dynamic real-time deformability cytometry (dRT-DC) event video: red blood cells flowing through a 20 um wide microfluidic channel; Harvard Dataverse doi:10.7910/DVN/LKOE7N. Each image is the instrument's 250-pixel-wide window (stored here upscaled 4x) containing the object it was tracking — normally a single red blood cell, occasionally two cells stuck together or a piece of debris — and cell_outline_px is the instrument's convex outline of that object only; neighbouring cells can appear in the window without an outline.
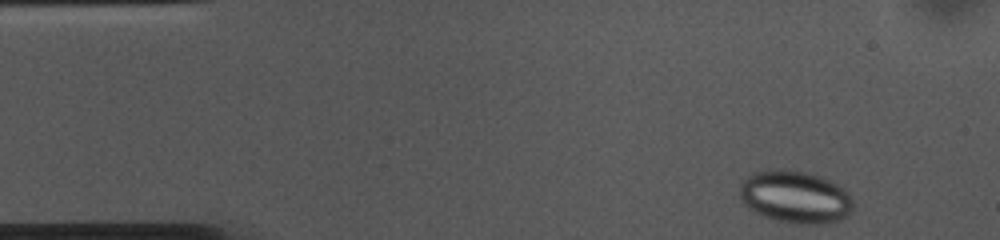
{"species": "common noctule bat (a hibernating species)", "species_latin": "Nyctalus noctula", "temperature_condition": "cold", "stored_images_in_passage": 50, "camera_frame_rate_fps": 3000, "um_per_image_px": 0.085, "animal": {"sex": "female", "body_mass_g": 10.0, "forearm_length_mm": 53.1}, "frame": {"image": 1, "passage_image": 1, "time_ms": 0.0, "image_size_px": [1000, 240], "cell_outline_px": [[852, 212], [848, 216], [840, 220], [820, 224], [800, 224], [780, 220], [764, 216], [748, 208], [740, 200], [740, 184], [752, 172], [780, 168], [808, 172], [820, 176], [836, 184], [848, 192], [852, 200]], "centroid_in_image_um": [67.59, 16.73], "position_along_channel_um": 17.4, "area_um2": 34.74}}
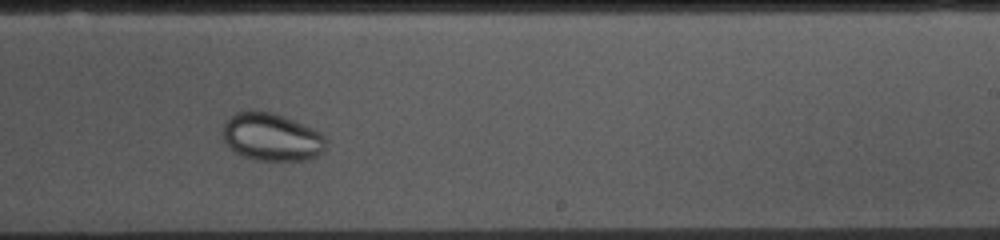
{"frame": {"image": 2, "passage_image": 28, "time_ms": 9.0, "image_size_px": [1000, 240], "cell_outline_px": [[324, 152], [308, 160], [256, 160], [244, 156], [236, 152], [224, 140], [220, 128], [236, 112], [248, 108], [252, 108], [272, 112], [292, 120], [320, 132], [324, 136]], "centroid_in_image_um": [23.04, 11.62], "position_along_channel_um": 266.0, "area_um2": 28.73}}
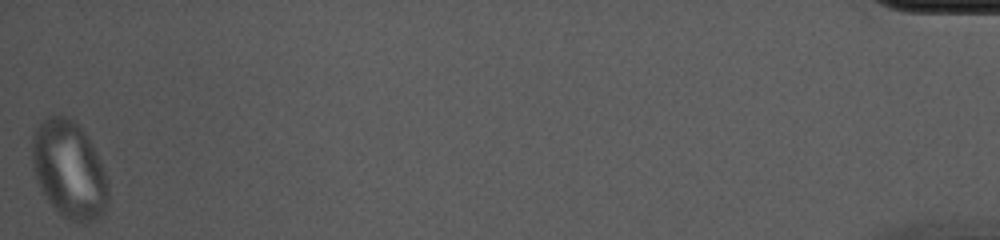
{"frame": {"image": 3, "passage_image": 50, "time_ms": 16.333, "image_size_px": [1000, 240], "cell_outline_px": [[108, 200], [104, 212], [96, 220], [88, 224], [80, 224], [68, 220], [48, 200], [36, 176], [32, 160], [32, 136], [36, 128], [48, 116], [64, 116], [76, 120], [80, 124], [88, 136], [100, 160], [108, 180]], "centroid_in_image_um": [5.92, 14.42], "position_along_channel_um": 429.3, "area_um2": 43.23}}